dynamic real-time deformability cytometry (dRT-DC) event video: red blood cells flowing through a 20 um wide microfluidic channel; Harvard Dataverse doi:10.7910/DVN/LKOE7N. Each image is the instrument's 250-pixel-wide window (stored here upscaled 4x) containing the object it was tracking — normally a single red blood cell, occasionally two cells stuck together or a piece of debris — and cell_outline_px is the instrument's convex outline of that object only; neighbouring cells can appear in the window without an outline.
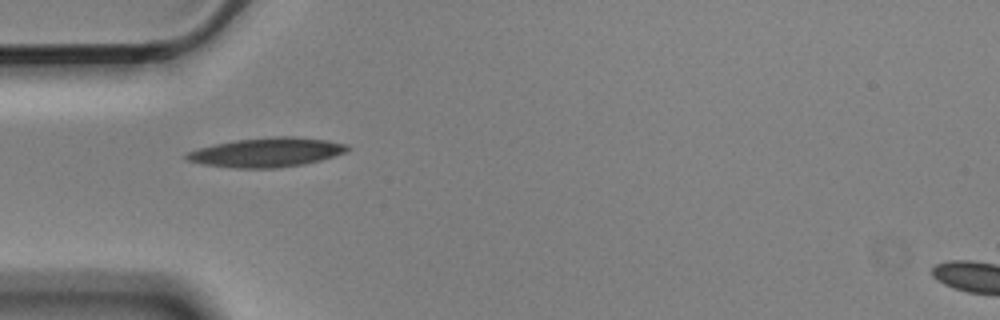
{"species": "Egyptian fruit bat (a non-hibernating species)", "species_latin": "Rousettus aegyptiacus", "temperature_condition": "cold", "stored_images_in_passage": 5, "camera_frame_rate_fps": 3000, "um_per_image_px": 0.085, "animal": {"sex": "male"}, "frame": {"image": 1, "passage_image": 1, "time_ms": 0.0, "image_size_px": [1000, 320], "cell_outline_px": [[352, 148], [348, 152], [320, 160], [304, 164], [280, 168], [236, 168], [204, 164], [188, 160], [184, 156], [188, 152], [200, 148], [216, 144], [236, 140], [276, 136], [292, 136], [328, 140], [348, 144]], "centroid_in_image_um": [22.76, 12.95], "position_along_channel_um": 62.2, "area_um2": 27.4}}
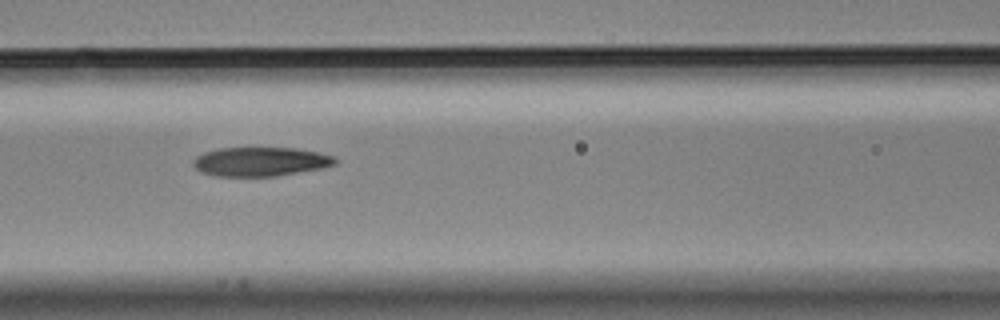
{"frame": {"image": 2, "passage_image": 3, "time_ms": 0.667, "image_size_px": [1000, 320], "cell_outline_px": [[336, 164], [324, 168], [276, 176], [216, 176], [200, 172], [192, 164], [192, 160], [196, 156], [204, 152], [220, 148], [296, 148], [316, 152], [332, 156], [336, 160]], "centroid_in_image_um": [22.11, 13.74], "position_along_channel_um": 144.5, "area_um2": 24.04}}
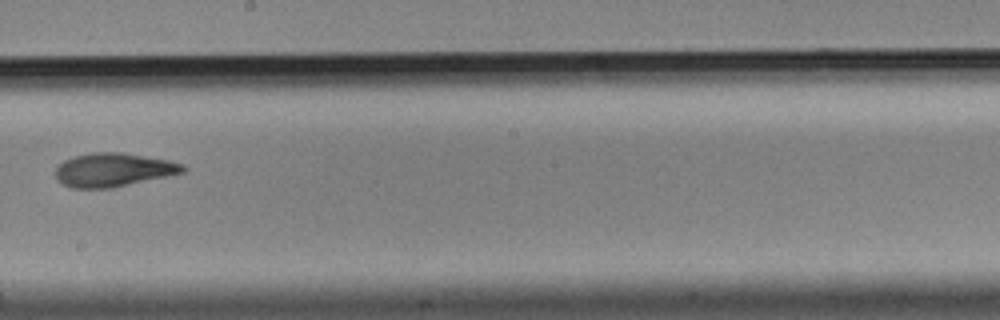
{"frame": {"image": 3, "passage_image": 5, "time_ms": 1.333, "image_size_px": [1000, 320], "cell_outline_px": [[188, 168], [184, 172], [112, 188], [72, 188], [64, 184], [56, 176], [56, 168], [64, 160], [76, 156], [92, 152], [120, 152], [168, 160], [184, 164]], "centroid_in_image_um": [9.66, 14.43], "position_along_channel_um": 238.5, "area_um2": 24.68}}